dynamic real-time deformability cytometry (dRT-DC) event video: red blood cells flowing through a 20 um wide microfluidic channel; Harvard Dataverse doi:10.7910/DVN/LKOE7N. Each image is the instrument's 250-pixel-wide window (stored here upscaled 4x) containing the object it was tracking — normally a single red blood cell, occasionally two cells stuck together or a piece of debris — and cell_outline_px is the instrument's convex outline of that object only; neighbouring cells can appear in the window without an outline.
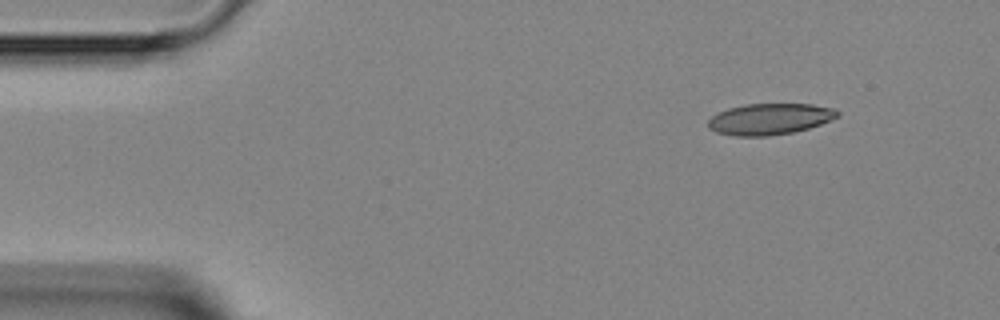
{"species": "Egyptian fruit bat (a non-hibernating species)", "species_latin": "Rousettus aegyptiacus", "temperature_condition": "room temperature", "stored_images_in_passage": 4, "segment_of_instrument_passage": [2, 2], "camera_frame_rate_fps": 3000, "um_per_image_px": 0.085, "animal": {"sex": "female"}, "frame": {"image": 1, "passage_image": 4, "time_ms": 3.333, "image_size_px": [1000, 320], "cell_outline_px": [[840, 116], [820, 124], [808, 128], [792, 132], [768, 136], [736, 136], [716, 132], [708, 128], [708, 120], [712, 116], [728, 108], [744, 104], [812, 104], [832, 108], [840, 112]], "centroid_in_image_um": [65.42, 10.11], "position_along_channel_um": 19.6, "area_um2": 23.47}}